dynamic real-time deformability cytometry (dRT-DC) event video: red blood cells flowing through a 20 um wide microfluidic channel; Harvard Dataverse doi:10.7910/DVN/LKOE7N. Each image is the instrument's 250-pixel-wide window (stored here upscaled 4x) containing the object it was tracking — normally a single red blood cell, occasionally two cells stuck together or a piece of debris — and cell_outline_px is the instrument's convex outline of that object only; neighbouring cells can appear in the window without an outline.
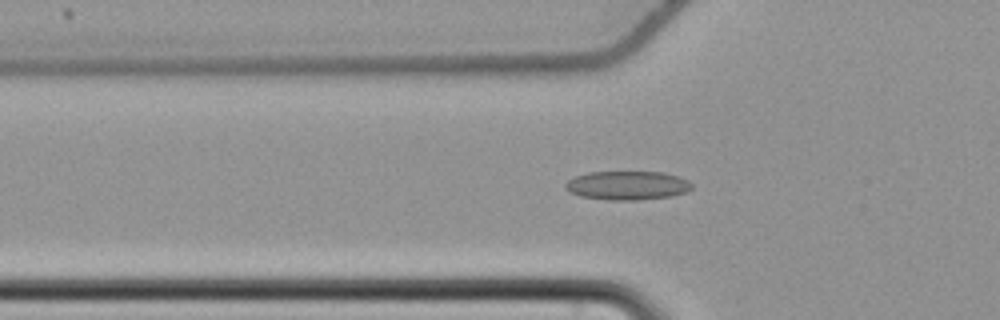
{"species": "common noctule bat (a hibernating species)", "species_latin": "Nyctalus noctula", "temperature_condition": "cold", "stored_images_in_passage": 40, "camera_frame_rate_fps": 3000, "um_per_image_px": 0.085, "animal": {"sex": "female", "body_mass_g": 22.7, "forearm_length_mm": 54.2}, "frame": {"image": 1, "passage_image": 4, "time_ms": 1.0, "image_size_px": [1000, 320], "cell_outline_px": [[692, 188], [688, 192], [672, 196], [636, 200], [608, 200], [580, 196], [568, 192], [564, 188], [564, 184], [568, 180], [576, 176], [588, 172], [664, 172], [688, 180], [692, 184]], "centroid_in_image_um": [53.31, 15.77], "position_along_channel_um": 72.5, "area_um2": 21.39}}
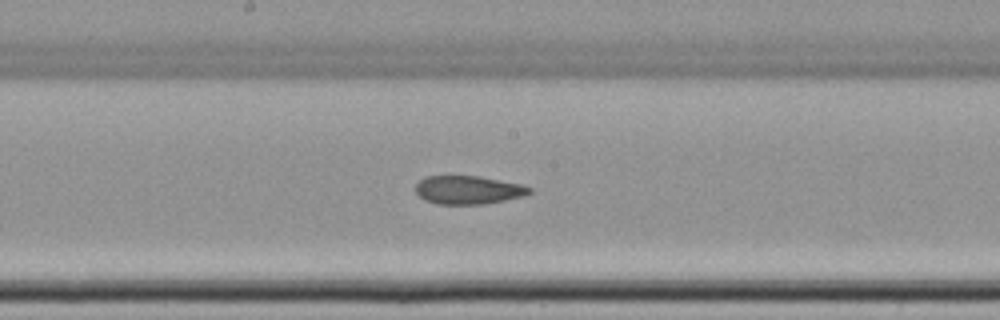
{"frame": {"image": 2, "passage_image": 15, "time_ms": 4.667, "image_size_px": [1000, 320], "cell_outline_px": [[532, 192], [524, 196], [484, 204], [436, 204], [424, 200], [416, 192], [416, 184], [424, 176], [480, 176], [524, 184], [532, 188]], "centroid_in_image_um": [39.83, 16.14], "position_along_channel_um": 208.4, "area_um2": 19.02}}
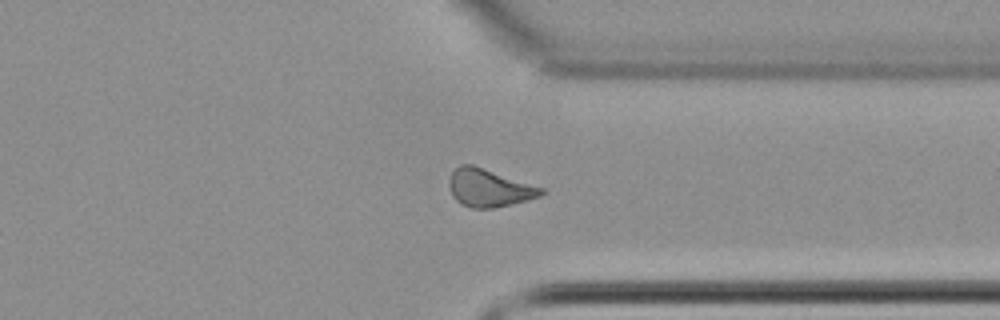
{"frame": {"image": 3, "passage_image": 28, "time_ms": 9.0, "image_size_px": [1000, 320], "cell_outline_px": [[544, 192], [540, 196], [528, 200], [492, 208], [472, 208], [460, 204], [452, 196], [448, 184], [448, 180], [452, 172], [460, 164], [472, 164], [544, 188]], "centroid_in_image_um": [41.54, 15.97], "position_along_channel_um": 369.9, "area_um2": 20.23}, "authors_computed_cell_mechanics": {"area_um2": 19.4786, "velocity_mm_per_s": 3.7238, "shape_relaxation_time_tau1_ms": null, "shape_relaxation_time_tau2_ms": 4.2274, "deformation_change_tau1": null, "deformation_change_tau2": 0.0851}}